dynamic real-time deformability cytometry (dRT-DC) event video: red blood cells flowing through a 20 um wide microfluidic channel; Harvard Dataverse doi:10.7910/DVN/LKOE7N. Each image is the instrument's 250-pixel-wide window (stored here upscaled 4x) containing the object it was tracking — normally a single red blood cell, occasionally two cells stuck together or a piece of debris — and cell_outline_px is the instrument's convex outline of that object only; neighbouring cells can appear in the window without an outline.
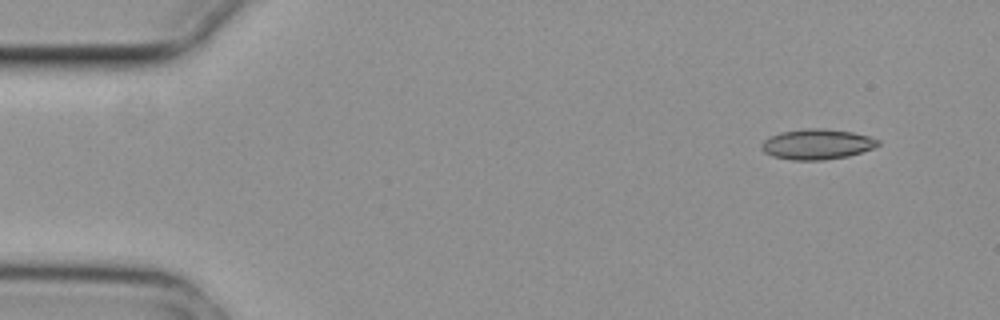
{"species": "common noctule bat (a hibernating species)", "species_latin": "Nyctalus noctula", "temperature_condition": "cold", "stored_images_in_passage": 5, "segment_of_instrument_passage": [2, 2], "camera_frame_rate_fps": 3000, "um_per_image_px": 0.085, "animal": {"sex": "female", "body_mass_g": 29.2, "forearm_length_mm": 56.3}, "frame": {"image": 1, "passage_image": 5, "time_ms": 1.333, "image_size_px": [1000, 320], "cell_outline_px": [[880, 144], [872, 148], [848, 156], [824, 160], [792, 160], [772, 156], [764, 152], [760, 148], [760, 144], [768, 136], [780, 132], [804, 128], [824, 128], [852, 132], [868, 136], [880, 140]], "centroid_in_image_um": [69.4, 12.25], "position_along_channel_um": 15.6, "area_um2": 20.75}}